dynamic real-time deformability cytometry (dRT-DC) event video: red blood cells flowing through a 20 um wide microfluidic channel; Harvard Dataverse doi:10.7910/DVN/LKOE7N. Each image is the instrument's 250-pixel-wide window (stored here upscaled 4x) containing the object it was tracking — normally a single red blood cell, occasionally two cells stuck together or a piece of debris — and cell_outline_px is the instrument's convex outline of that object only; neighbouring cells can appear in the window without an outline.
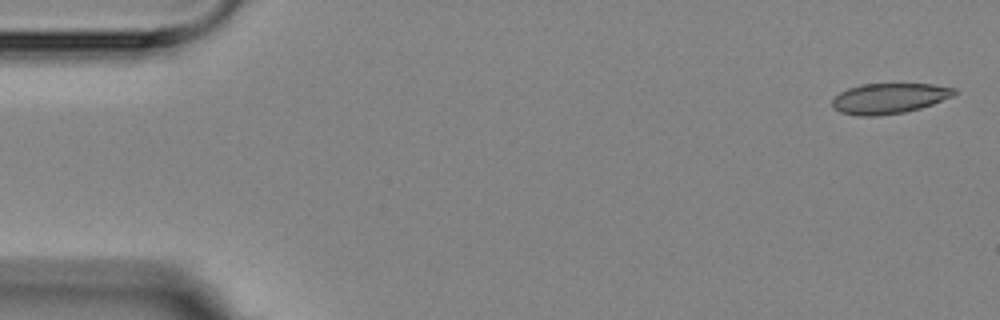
{"species": "Egyptian fruit bat (a non-hibernating species)", "species_latin": "Rousettus aegyptiacus", "temperature_condition": "room temperature", "stored_images_in_passage": 6, "camera_frame_rate_fps": 3000, "um_per_image_px": 0.085, "animal": {"sex": "female"}, "frame": {"image": 1, "passage_image": 1, "time_ms": 0.0, "image_size_px": [1000, 320], "cell_outline_px": [[960, 92], [956, 96], [920, 108], [904, 112], [876, 116], [860, 116], [840, 112], [832, 108], [832, 100], [840, 92], [848, 88], [860, 84], [932, 84], [956, 88]], "centroid_in_image_um": [75.62, 8.36], "position_along_channel_um": 9.4, "area_um2": 21.85}}
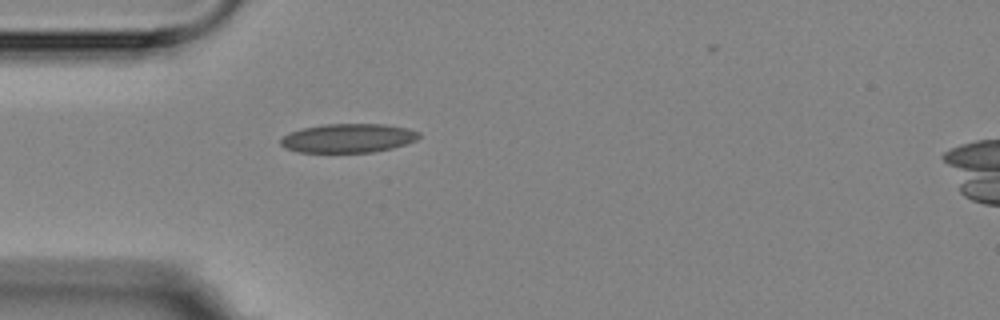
{"frame": {"image": 2, "passage_image": 5, "time_ms": 4.667, "image_size_px": [1000, 320], "cell_outline_px": [[420, 136], [416, 140], [392, 148], [372, 152], [300, 152], [288, 148], [280, 144], [280, 140], [288, 132], [300, 128], [324, 124], [384, 124], [408, 128], [420, 132]], "centroid_in_image_um": [29.59, 11.73], "position_along_channel_um": 55.4, "area_um2": 23.29}}